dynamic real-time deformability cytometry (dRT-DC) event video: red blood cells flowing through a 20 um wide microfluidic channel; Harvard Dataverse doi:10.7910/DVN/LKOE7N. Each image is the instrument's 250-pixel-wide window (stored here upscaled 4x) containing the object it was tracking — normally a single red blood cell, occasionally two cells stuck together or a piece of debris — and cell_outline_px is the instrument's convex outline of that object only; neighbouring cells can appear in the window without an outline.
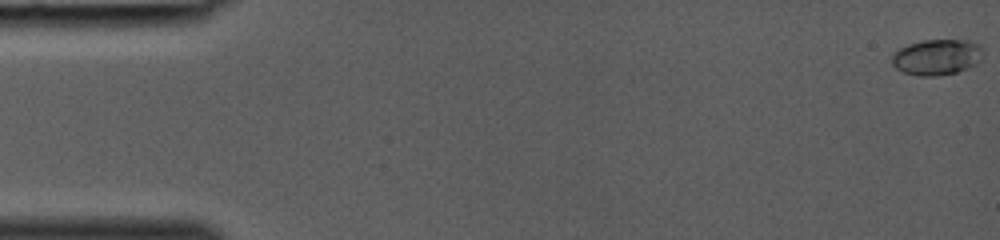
{"species": "common noctule bat (a hibernating species)", "species_latin": "Nyctalus noctula", "temperature_condition": "room temperature", "stored_images_in_passage": 23, "camera_frame_rate_fps": 3000, "um_per_image_px": 0.085, "animal": {"sex": "female", "body_mass_g": 19.0, "forearm_length_mm": 53.3}, "frame": {"image": 1, "passage_image": 1, "time_ms": 0.0, "image_size_px": [1000, 240], "cell_outline_px": [[980, 60], [976, 64], [956, 72], [936, 76], [920, 76], [904, 72], [896, 68], [892, 64], [892, 52], [908, 44], [924, 40], [972, 40], [980, 44]], "centroid_in_image_um": [79.6, 4.84], "position_along_channel_um": 5.4, "area_um2": 18.9}}
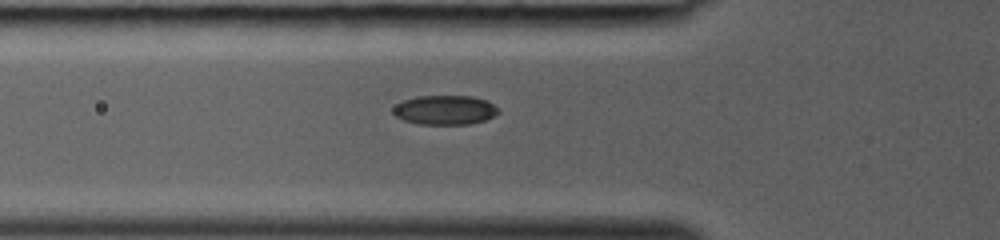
{"frame": {"image": 2, "passage_image": 14, "time_ms": 4.333, "image_size_px": [1000, 240], "cell_outline_px": [[500, 112], [484, 120], [468, 124], [416, 124], [404, 120], [396, 116], [392, 112], [392, 108], [396, 104], [404, 100], [416, 96], [472, 96], [488, 100], [500, 108]], "centroid_in_image_um": [37.82, 9.34], "position_along_channel_um": 88.0, "area_um2": 18.15}}
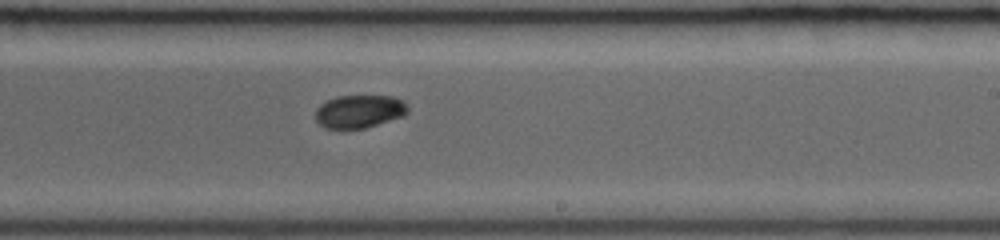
{"frame": {"image": 3, "passage_image": 23, "time_ms": 7.333, "image_size_px": [1000, 240], "cell_outline_px": [[408, 112], [404, 116], [364, 128], [344, 132], [324, 128], [316, 120], [316, 108], [320, 104], [336, 96], [392, 96], [404, 100], [408, 108]], "centroid_in_image_um": [30.51, 9.51], "position_along_channel_um": 258.5, "area_um2": 18.32}}